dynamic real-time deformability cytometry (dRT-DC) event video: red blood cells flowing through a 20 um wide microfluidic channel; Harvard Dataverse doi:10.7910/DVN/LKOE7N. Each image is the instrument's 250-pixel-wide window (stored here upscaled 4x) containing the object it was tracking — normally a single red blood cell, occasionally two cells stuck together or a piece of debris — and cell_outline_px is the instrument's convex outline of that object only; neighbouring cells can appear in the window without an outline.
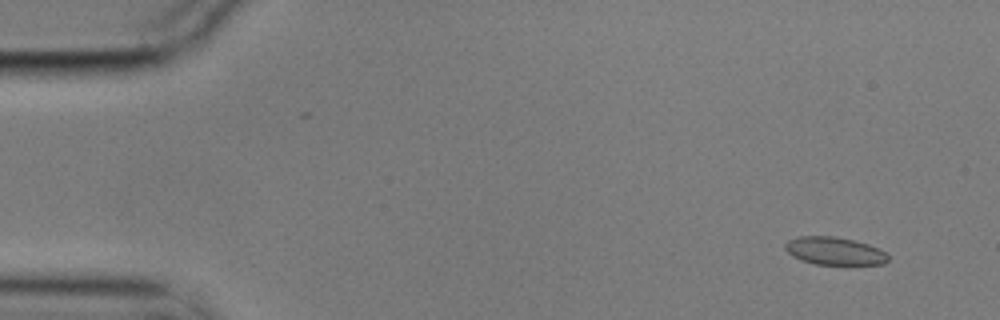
{"species": "common noctule bat (a hibernating species)", "species_latin": "Nyctalus noctula", "temperature_condition": "cold", "stored_images_in_passage": 5, "camera_frame_rate_fps": 3000, "um_per_image_px": 0.085, "animal": {"sex": "male", "body_mass_g": 17.9}, "frame": {"image": 1, "passage_image": 2, "time_ms": 0.333, "image_size_px": [1000, 320], "cell_outline_px": [[888, 260], [884, 264], [816, 264], [800, 260], [792, 256], [784, 248], [784, 244], [788, 240], [796, 236], [832, 236], [852, 240], [868, 244], [880, 248], [888, 256]], "centroid_in_image_um": [70.9, 21.33], "position_along_channel_um": 14.1, "area_um2": 16.65}}